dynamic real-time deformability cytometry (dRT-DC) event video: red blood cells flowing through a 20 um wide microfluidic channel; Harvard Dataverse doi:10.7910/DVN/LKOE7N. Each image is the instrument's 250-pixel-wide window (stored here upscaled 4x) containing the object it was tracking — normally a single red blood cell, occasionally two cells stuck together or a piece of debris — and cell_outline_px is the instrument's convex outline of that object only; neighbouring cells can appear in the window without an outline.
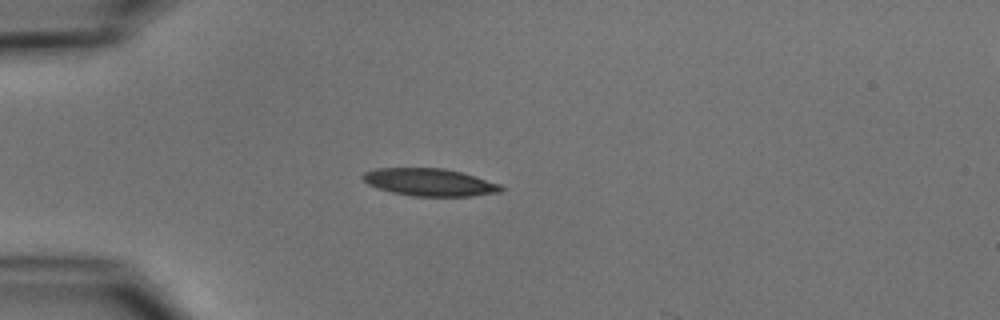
{"species": "common noctule bat (a hibernating species)", "species_latin": "Nyctalus noctula", "temperature_condition": "cold", "stored_images_in_passage": 3, "camera_frame_rate_fps": 3000, "um_per_image_px": 0.085, "animal": {"sex": "male", "body_mass_g": 15.6}, "frame": {"image": 1, "passage_image": 3, "time_ms": 3.0, "image_size_px": [1000, 320], "cell_outline_px": [[504, 188], [500, 192], [472, 196], [412, 196], [392, 192], [376, 188], [368, 184], [360, 176], [364, 172], [372, 168], [444, 168], [476, 176], [500, 184]], "centroid_in_image_um": [36.49, 15.48], "position_along_channel_um": 48.5, "area_um2": 22.25}}